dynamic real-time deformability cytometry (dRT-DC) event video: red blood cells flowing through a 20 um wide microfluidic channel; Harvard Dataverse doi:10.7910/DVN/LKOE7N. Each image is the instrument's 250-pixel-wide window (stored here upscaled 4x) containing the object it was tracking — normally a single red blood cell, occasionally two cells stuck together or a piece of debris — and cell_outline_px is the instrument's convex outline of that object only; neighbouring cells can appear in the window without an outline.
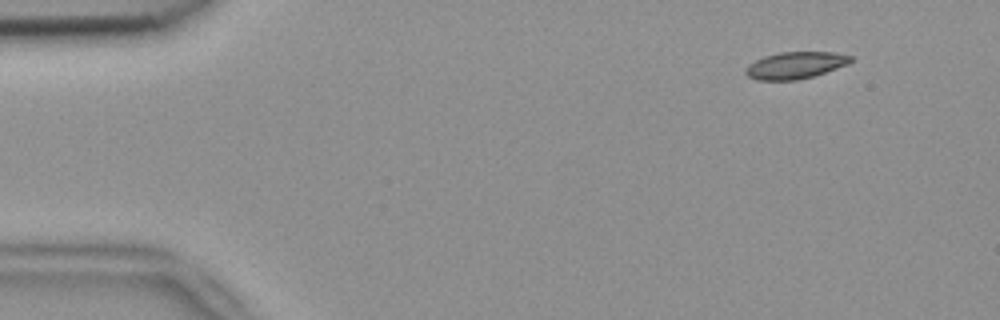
{"species": "common noctule bat (a hibernating species)", "species_latin": "Nyctalus noctula", "temperature_condition": "room temperature", "stored_images_in_passage": 51, "camera_frame_rate_fps": 3000, "um_per_image_px": 0.085, "animal": {"sex": "female", "body_mass_g": 18.4}, "frame": {"image": 1, "passage_image": 3, "time_ms": 0.667, "image_size_px": [1000, 320], "cell_outline_px": [[852, 60], [848, 64], [812, 76], [796, 80], [756, 80], [748, 76], [744, 72], [744, 68], [748, 64], [764, 56], [780, 52], [836, 52], [852, 56]], "centroid_in_image_um": [67.57, 5.54], "position_along_channel_um": 17.4, "area_um2": 16.42}}
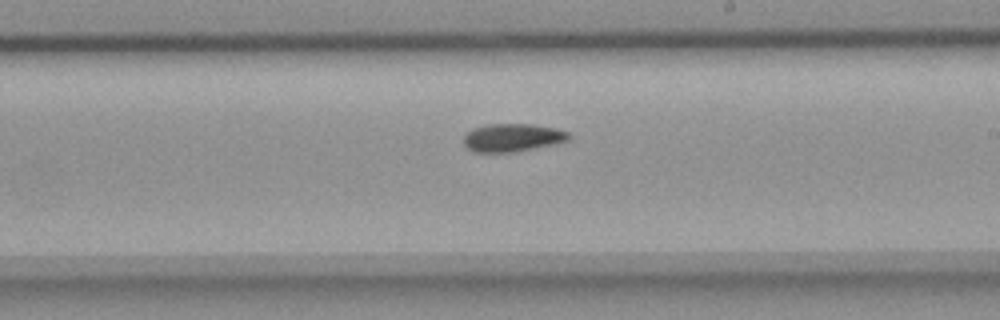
{"frame": {"image": 2, "passage_image": 29, "time_ms": 9.333, "image_size_px": [1000, 320], "cell_outline_px": [[572, 136], [568, 140], [556, 144], [516, 152], [472, 152], [464, 144], [464, 136], [472, 128], [488, 124], [532, 124], [556, 128], [568, 132]], "centroid_in_image_um": [43.58, 11.7], "position_along_channel_um": 245.4, "area_um2": 17.34}}
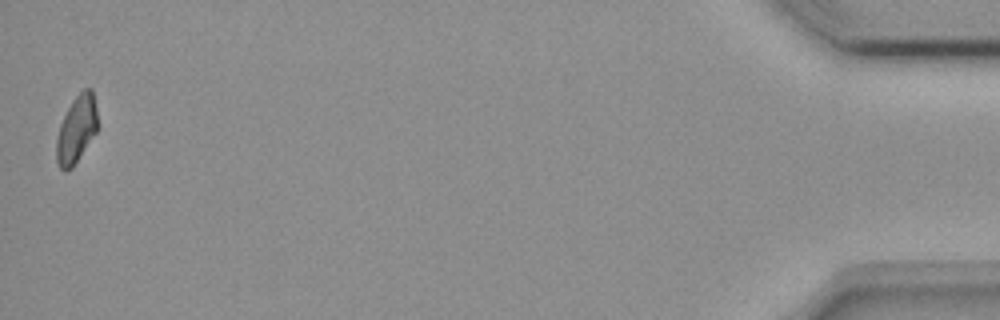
{"frame": {"image": 3, "passage_image": 51, "time_ms": 16.667, "image_size_px": [1000, 320], "cell_outline_px": [[100, 124], [96, 132], [72, 168], [64, 172], [60, 168], [56, 160], [56, 136], [60, 124], [72, 100], [84, 88], [92, 88]], "centroid_in_image_um": [6.52, 10.98], "position_along_channel_um": 428.7, "area_um2": 16.36}}